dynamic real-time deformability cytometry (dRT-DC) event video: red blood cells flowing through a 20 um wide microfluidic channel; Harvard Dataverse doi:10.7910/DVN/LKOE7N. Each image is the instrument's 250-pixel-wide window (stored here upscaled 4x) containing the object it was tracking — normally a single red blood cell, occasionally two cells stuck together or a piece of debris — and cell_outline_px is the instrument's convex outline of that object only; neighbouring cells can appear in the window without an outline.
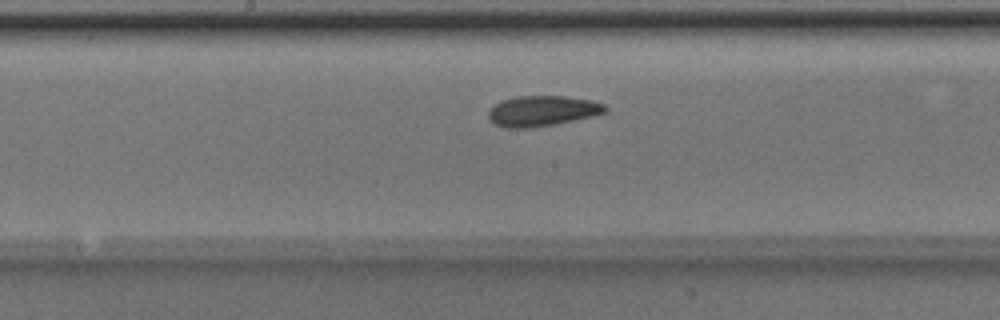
{"species": "Egyptian fruit bat (a non-hibernating species)", "species_latin": "Rousettus aegyptiacus", "temperature_condition": "room temperature", "stored_images_in_passage": 36, "camera_frame_rate_fps": 3000, "um_per_image_px": 0.085, "animal": {"sex": "male"}, "frame": {"image": 1, "passage_image": 12, "time_ms": 3.667, "image_size_px": [1000, 320], "cell_outline_px": [[608, 108], [604, 112], [592, 116], [556, 124], [528, 128], [504, 128], [496, 124], [488, 116], [488, 112], [500, 100], [516, 96], [564, 96], [592, 100], [604, 104]], "centroid_in_image_um": [46.09, 9.42], "position_along_channel_um": 202.1, "area_um2": 20.63}}
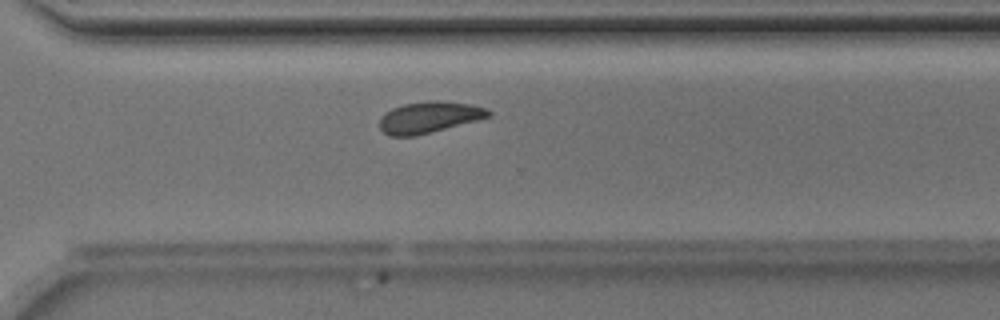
{"frame": {"image": 2, "passage_image": 22, "time_ms": 7.0, "image_size_px": [1000, 320], "cell_outline_px": [[492, 116], [416, 136], [388, 136], [380, 128], [380, 116], [384, 112], [392, 108], [404, 104], [436, 100], [472, 104], [488, 108], [492, 112]], "centroid_in_image_um": [36.48, 9.96], "position_along_channel_um": 334.1, "area_um2": 19.94}}
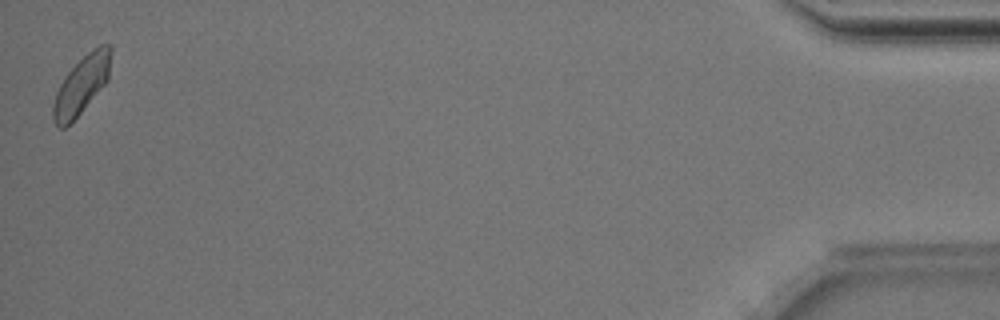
{"frame": {"image": 3, "passage_image": 36, "time_ms": 11.667, "image_size_px": [1000, 320], "cell_outline_px": [[112, 48], [108, 80], [80, 112], [64, 128], [60, 128], [52, 120], [52, 108], [56, 92], [60, 84], [68, 72], [88, 52], [100, 44], [112, 44]], "centroid_in_image_um": [6.93, 7.19], "position_along_channel_um": 428.3, "area_um2": 19.13}, "authors_computed_cell_mechanics": {"area_um2": 19.7098, "velocity_mm_per_s": 3.9653, "shape_relaxation_time_tau1_ms": 2.3292, "shape_relaxation_time_tau2_ms": 1.792, "deformation_change_tau1": 0.0982, "deformation_change_tau2": 0.0661}}